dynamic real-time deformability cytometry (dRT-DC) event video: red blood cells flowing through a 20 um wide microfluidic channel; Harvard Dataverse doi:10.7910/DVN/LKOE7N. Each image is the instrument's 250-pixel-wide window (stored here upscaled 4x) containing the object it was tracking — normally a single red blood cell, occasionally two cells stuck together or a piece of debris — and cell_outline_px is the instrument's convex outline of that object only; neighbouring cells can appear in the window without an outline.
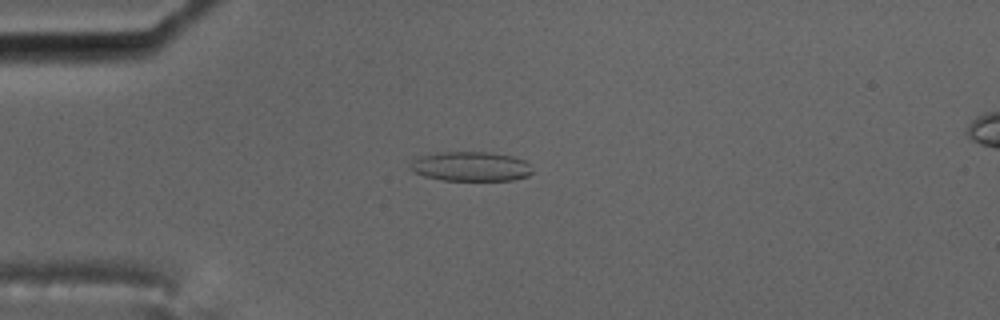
{"species": "common noctule bat (a hibernating species)", "species_latin": "Nyctalus noctula", "temperature_condition": "cold", "stored_images_in_passage": 43, "camera_frame_rate_fps": 3000, "um_per_image_px": 0.085, "animal": {"sex": "male", "body_mass_g": 17.5, "forearm_length_mm": 52.3}, "frame": {"image": 1, "passage_image": 1, "time_ms": 0.0, "image_size_px": [1000, 320], "cell_outline_px": [[532, 172], [528, 176], [512, 180], [444, 180], [424, 176], [408, 168], [408, 164], [412, 160], [420, 156], [440, 152], [488, 152], [512, 156], [524, 160], [528, 164]], "centroid_in_image_um": [39.98, 14.14], "position_along_channel_um": 45.0, "area_um2": 20.92}}
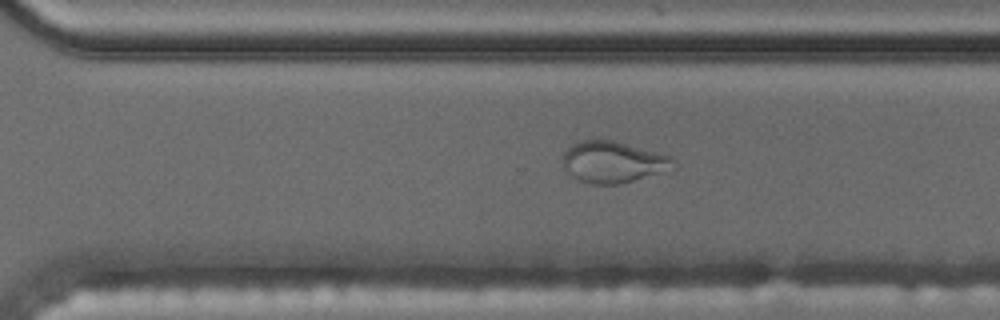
{"frame": {"image": 2, "passage_image": 26, "time_ms": 8.333, "image_size_px": [1000, 320], "cell_outline_px": [[676, 168], [620, 184], [592, 184], [576, 180], [564, 168], [560, 160], [564, 152], [572, 144], [584, 140], [612, 140], [656, 152], [668, 156], [676, 160]], "centroid_in_image_um": [52.08, 13.78], "position_along_channel_um": 318.5, "area_um2": 26.7}}
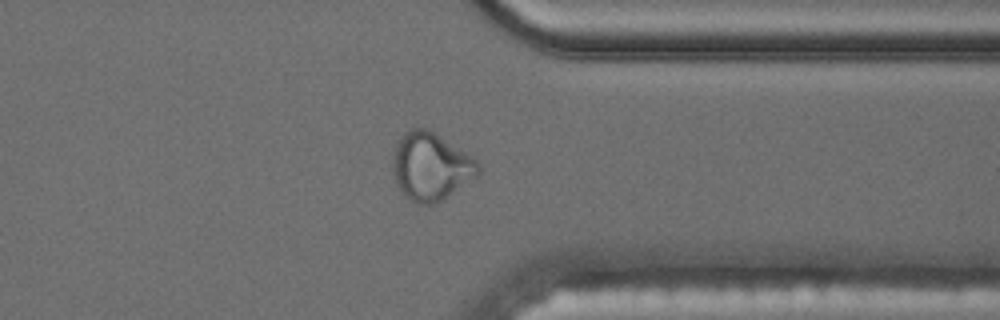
{"frame": {"image": 3, "passage_image": 31, "time_ms": 10.0, "image_size_px": [1000, 320], "cell_outline_px": [[480, 172], [476, 176], [448, 196], [436, 204], [416, 204], [404, 196], [392, 172], [392, 152], [400, 136], [408, 128], [424, 128], [432, 132], [472, 156], [480, 164]], "centroid_in_image_um": [36.58, 14.16], "position_along_channel_um": 374.8, "area_um2": 33.64}}